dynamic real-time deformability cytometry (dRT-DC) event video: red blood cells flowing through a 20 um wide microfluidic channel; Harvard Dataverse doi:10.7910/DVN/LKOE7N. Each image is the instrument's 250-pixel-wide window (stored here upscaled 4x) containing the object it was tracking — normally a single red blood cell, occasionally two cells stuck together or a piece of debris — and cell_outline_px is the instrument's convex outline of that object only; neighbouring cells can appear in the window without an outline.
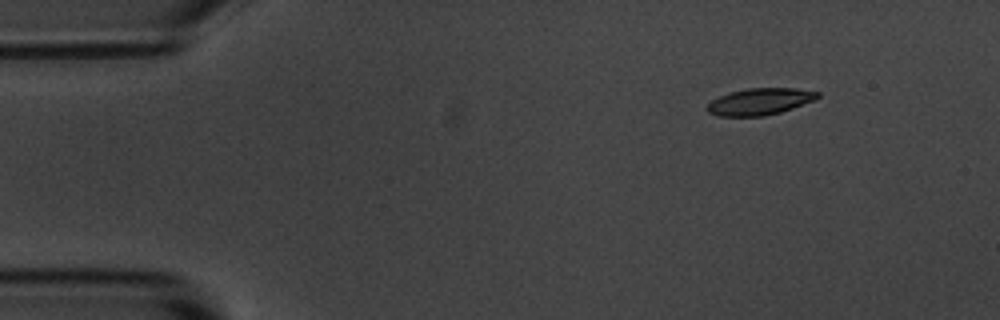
{"species": "common noctule bat (a hibernating species)", "species_latin": "Nyctalus noctula", "temperature_condition": "room temperature", "stored_images_in_passage": 5, "camera_frame_rate_fps": 3000, "um_per_image_px": 0.085, "animal": {"sex": "male", "body_mass_g": 20.1, "forearm_length_mm": 53.5}, "frame": {"image": 1, "passage_image": 1, "time_ms": 0.0, "image_size_px": [1000, 320], "cell_outline_px": [[820, 96], [816, 100], [780, 112], [764, 116], [716, 116], [708, 112], [704, 108], [712, 100], [728, 92], [748, 88], [796, 88], [820, 92]], "centroid_in_image_um": [64.58, 8.63], "position_along_channel_um": 20.4, "area_um2": 17.34}}
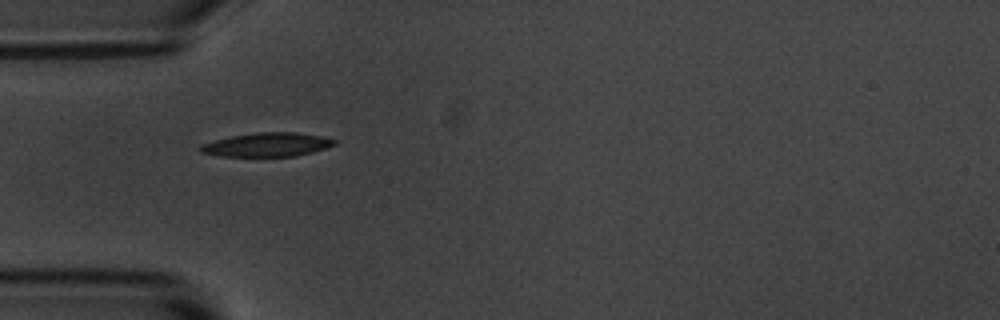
{"frame": {"image": 2, "passage_image": 4, "time_ms": 3.333, "image_size_px": [1000, 320], "cell_outline_px": [[336, 144], [312, 152], [296, 156], [220, 156], [200, 152], [200, 144], [232, 136], [256, 132], [296, 132], [320, 136], [336, 140]], "centroid_in_image_um": [22.7, 12.29], "position_along_channel_um": 62.3, "area_um2": 18.44}}